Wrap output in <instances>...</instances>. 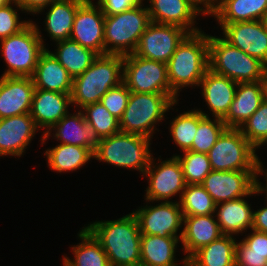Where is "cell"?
Listing matches in <instances>:
<instances>
[{
	"label": "cell",
	"mask_w": 267,
	"mask_h": 266,
	"mask_svg": "<svg viewBox=\"0 0 267 266\" xmlns=\"http://www.w3.org/2000/svg\"><path fill=\"white\" fill-rule=\"evenodd\" d=\"M235 266H267V254L235 253Z\"/></svg>",
	"instance_id": "cell-44"
},
{
	"label": "cell",
	"mask_w": 267,
	"mask_h": 266,
	"mask_svg": "<svg viewBox=\"0 0 267 266\" xmlns=\"http://www.w3.org/2000/svg\"><path fill=\"white\" fill-rule=\"evenodd\" d=\"M227 128L222 119L211 120L205 111L198 109V128L189 150L207 154Z\"/></svg>",
	"instance_id": "cell-34"
},
{
	"label": "cell",
	"mask_w": 267,
	"mask_h": 266,
	"mask_svg": "<svg viewBox=\"0 0 267 266\" xmlns=\"http://www.w3.org/2000/svg\"><path fill=\"white\" fill-rule=\"evenodd\" d=\"M137 218L140 233L144 235H158L161 237H181L182 230L178 236V230L184 223V215L178 201L166 202L151 206H141L133 211Z\"/></svg>",
	"instance_id": "cell-12"
},
{
	"label": "cell",
	"mask_w": 267,
	"mask_h": 266,
	"mask_svg": "<svg viewBox=\"0 0 267 266\" xmlns=\"http://www.w3.org/2000/svg\"><path fill=\"white\" fill-rule=\"evenodd\" d=\"M158 159L160 163L154 162L156 160L152 157L149 166L143 174L149 183L144 195V199L149 204L154 201L170 202L171 197L173 198L178 193L179 198H181L186 186L182 166L175 155L163 161L160 158Z\"/></svg>",
	"instance_id": "cell-11"
},
{
	"label": "cell",
	"mask_w": 267,
	"mask_h": 266,
	"mask_svg": "<svg viewBox=\"0 0 267 266\" xmlns=\"http://www.w3.org/2000/svg\"><path fill=\"white\" fill-rule=\"evenodd\" d=\"M255 194L259 195L260 191L256 186L247 196L242 198L225 201L216 204L214 211L215 218L223 235L236 236L249 230L253 225V209L252 204H248L245 197H251Z\"/></svg>",
	"instance_id": "cell-21"
},
{
	"label": "cell",
	"mask_w": 267,
	"mask_h": 266,
	"mask_svg": "<svg viewBox=\"0 0 267 266\" xmlns=\"http://www.w3.org/2000/svg\"><path fill=\"white\" fill-rule=\"evenodd\" d=\"M251 231V234L236 243L235 253L267 254V233Z\"/></svg>",
	"instance_id": "cell-42"
},
{
	"label": "cell",
	"mask_w": 267,
	"mask_h": 266,
	"mask_svg": "<svg viewBox=\"0 0 267 266\" xmlns=\"http://www.w3.org/2000/svg\"><path fill=\"white\" fill-rule=\"evenodd\" d=\"M93 152L87 147L60 143L52 149L45 150L44 154L47 158V167L55 172L62 173L73 172L86 165L90 159L94 158Z\"/></svg>",
	"instance_id": "cell-31"
},
{
	"label": "cell",
	"mask_w": 267,
	"mask_h": 266,
	"mask_svg": "<svg viewBox=\"0 0 267 266\" xmlns=\"http://www.w3.org/2000/svg\"><path fill=\"white\" fill-rule=\"evenodd\" d=\"M238 83L208 69L199 83L212 117L223 119L234 99Z\"/></svg>",
	"instance_id": "cell-22"
},
{
	"label": "cell",
	"mask_w": 267,
	"mask_h": 266,
	"mask_svg": "<svg viewBox=\"0 0 267 266\" xmlns=\"http://www.w3.org/2000/svg\"><path fill=\"white\" fill-rule=\"evenodd\" d=\"M223 39L267 66V32L261 20L220 25Z\"/></svg>",
	"instance_id": "cell-16"
},
{
	"label": "cell",
	"mask_w": 267,
	"mask_h": 266,
	"mask_svg": "<svg viewBox=\"0 0 267 266\" xmlns=\"http://www.w3.org/2000/svg\"><path fill=\"white\" fill-rule=\"evenodd\" d=\"M143 6L142 1L130 10L105 16V55L125 56L135 52L141 35L151 23L147 6Z\"/></svg>",
	"instance_id": "cell-6"
},
{
	"label": "cell",
	"mask_w": 267,
	"mask_h": 266,
	"mask_svg": "<svg viewBox=\"0 0 267 266\" xmlns=\"http://www.w3.org/2000/svg\"><path fill=\"white\" fill-rule=\"evenodd\" d=\"M39 26L31 22L19 33L0 41L8 69L2 76L32 77L40 54L46 49Z\"/></svg>",
	"instance_id": "cell-8"
},
{
	"label": "cell",
	"mask_w": 267,
	"mask_h": 266,
	"mask_svg": "<svg viewBox=\"0 0 267 266\" xmlns=\"http://www.w3.org/2000/svg\"><path fill=\"white\" fill-rule=\"evenodd\" d=\"M71 93H59L35 88L30 114L39 129L47 132L69 113Z\"/></svg>",
	"instance_id": "cell-20"
},
{
	"label": "cell",
	"mask_w": 267,
	"mask_h": 266,
	"mask_svg": "<svg viewBox=\"0 0 267 266\" xmlns=\"http://www.w3.org/2000/svg\"><path fill=\"white\" fill-rule=\"evenodd\" d=\"M144 0H97L98 4L104 15H115L123 11H127L138 5Z\"/></svg>",
	"instance_id": "cell-43"
},
{
	"label": "cell",
	"mask_w": 267,
	"mask_h": 266,
	"mask_svg": "<svg viewBox=\"0 0 267 266\" xmlns=\"http://www.w3.org/2000/svg\"><path fill=\"white\" fill-rule=\"evenodd\" d=\"M39 130L30 113L0 119V157H21Z\"/></svg>",
	"instance_id": "cell-19"
},
{
	"label": "cell",
	"mask_w": 267,
	"mask_h": 266,
	"mask_svg": "<svg viewBox=\"0 0 267 266\" xmlns=\"http://www.w3.org/2000/svg\"><path fill=\"white\" fill-rule=\"evenodd\" d=\"M267 15V0H219L213 15L219 25L262 20Z\"/></svg>",
	"instance_id": "cell-30"
},
{
	"label": "cell",
	"mask_w": 267,
	"mask_h": 266,
	"mask_svg": "<svg viewBox=\"0 0 267 266\" xmlns=\"http://www.w3.org/2000/svg\"><path fill=\"white\" fill-rule=\"evenodd\" d=\"M208 59L210 70L237 83L262 80L267 72L263 62L218 36L208 35Z\"/></svg>",
	"instance_id": "cell-5"
},
{
	"label": "cell",
	"mask_w": 267,
	"mask_h": 266,
	"mask_svg": "<svg viewBox=\"0 0 267 266\" xmlns=\"http://www.w3.org/2000/svg\"><path fill=\"white\" fill-rule=\"evenodd\" d=\"M184 228L182 230L181 244L183 252L187 253L184 259H188L194 252L223 234L220 230L214 214L201 216H184Z\"/></svg>",
	"instance_id": "cell-25"
},
{
	"label": "cell",
	"mask_w": 267,
	"mask_h": 266,
	"mask_svg": "<svg viewBox=\"0 0 267 266\" xmlns=\"http://www.w3.org/2000/svg\"><path fill=\"white\" fill-rule=\"evenodd\" d=\"M258 170H212L201 185L216 204L247 196L256 186Z\"/></svg>",
	"instance_id": "cell-14"
},
{
	"label": "cell",
	"mask_w": 267,
	"mask_h": 266,
	"mask_svg": "<svg viewBox=\"0 0 267 266\" xmlns=\"http://www.w3.org/2000/svg\"><path fill=\"white\" fill-rule=\"evenodd\" d=\"M184 216L214 214L216 203L201 184H188L178 199Z\"/></svg>",
	"instance_id": "cell-35"
},
{
	"label": "cell",
	"mask_w": 267,
	"mask_h": 266,
	"mask_svg": "<svg viewBox=\"0 0 267 266\" xmlns=\"http://www.w3.org/2000/svg\"><path fill=\"white\" fill-rule=\"evenodd\" d=\"M208 69V34L189 33L167 62L170 88L179 95L185 87H199Z\"/></svg>",
	"instance_id": "cell-2"
},
{
	"label": "cell",
	"mask_w": 267,
	"mask_h": 266,
	"mask_svg": "<svg viewBox=\"0 0 267 266\" xmlns=\"http://www.w3.org/2000/svg\"><path fill=\"white\" fill-rule=\"evenodd\" d=\"M236 243L234 236L222 235L183 259L182 266H235Z\"/></svg>",
	"instance_id": "cell-28"
},
{
	"label": "cell",
	"mask_w": 267,
	"mask_h": 266,
	"mask_svg": "<svg viewBox=\"0 0 267 266\" xmlns=\"http://www.w3.org/2000/svg\"><path fill=\"white\" fill-rule=\"evenodd\" d=\"M263 89H264V100L267 102V72L262 79Z\"/></svg>",
	"instance_id": "cell-49"
},
{
	"label": "cell",
	"mask_w": 267,
	"mask_h": 266,
	"mask_svg": "<svg viewBox=\"0 0 267 266\" xmlns=\"http://www.w3.org/2000/svg\"><path fill=\"white\" fill-rule=\"evenodd\" d=\"M189 32L177 25L151 22L141 35L135 55L167 64Z\"/></svg>",
	"instance_id": "cell-13"
},
{
	"label": "cell",
	"mask_w": 267,
	"mask_h": 266,
	"mask_svg": "<svg viewBox=\"0 0 267 266\" xmlns=\"http://www.w3.org/2000/svg\"><path fill=\"white\" fill-rule=\"evenodd\" d=\"M199 14L213 16L219 6V0H186ZM202 5V6H201ZM201 6V7H200Z\"/></svg>",
	"instance_id": "cell-45"
},
{
	"label": "cell",
	"mask_w": 267,
	"mask_h": 266,
	"mask_svg": "<svg viewBox=\"0 0 267 266\" xmlns=\"http://www.w3.org/2000/svg\"><path fill=\"white\" fill-rule=\"evenodd\" d=\"M130 94V90L122 82L117 87L109 89L100 99V103L120 120L127 107Z\"/></svg>",
	"instance_id": "cell-41"
},
{
	"label": "cell",
	"mask_w": 267,
	"mask_h": 266,
	"mask_svg": "<svg viewBox=\"0 0 267 266\" xmlns=\"http://www.w3.org/2000/svg\"><path fill=\"white\" fill-rule=\"evenodd\" d=\"M81 240L76 246L72 247L74 258L63 256V266H109L108 256L101 247L99 241L86 228L77 234Z\"/></svg>",
	"instance_id": "cell-32"
},
{
	"label": "cell",
	"mask_w": 267,
	"mask_h": 266,
	"mask_svg": "<svg viewBox=\"0 0 267 266\" xmlns=\"http://www.w3.org/2000/svg\"><path fill=\"white\" fill-rule=\"evenodd\" d=\"M104 22L105 15L101 7L92 0H86L77 9L70 39L98 55H105Z\"/></svg>",
	"instance_id": "cell-15"
},
{
	"label": "cell",
	"mask_w": 267,
	"mask_h": 266,
	"mask_svg": "<svg viewBox=\"0 0 267 266\" xmlns=\"http://www.w3.org/2000/svg\"><path fill=\"white\" fill-rule=\"evenodd\" d=\"M179 241L181 237L141 234L140 266H178L175 254Z\"/></svg>",
	"instance_id": "cell-29"
},
{
	"label": "cell",
	"mask_w": 267,
	"mask_h": 266,
	"mask_svg": "<svg viewBox=\"0 0 267 266\" xmlns=\"http://www.w3.org/2000/svg\"><path fill=\"white\" fill-rule=\"evenodd\" d=\"M35 86L32 77H0V119L31 111Z\"/></svg>",
	"instance_id": "cell-18"
},
{
	"label": "cell",
	"mask_w": 267,
	"mask_h": 266,
	"mask_svg": "<svg viewBox=\"0 0 267 266\" xmlns=\"http://www.w3.org/2000/svg\"><path fill=\"white\" fill-rule=\"evenodd\" d=\"M123 82V56L98 55L89 68L73 78L72 106L83 107L99 103L102 96L111 88Z\"/></svg>",
	"instance_id": "cell-3"
},
{
	"label": "cell",
	"mask_w": 267,
	"mask_h": 266,
	"mask_svg": "<svg viewBox=\"0 0 267 266\" xmlns=\"http://www.w3.org/2000/svg\"><path fill=\"white\" fill-rule=\"evenodd\" d=\"M258 163H259V166H258V175L260 176V175H263L264 174L263 176H265L264 179H266V184L261 183V181L259 182L260 179L258 178L257 179V186L259 188V191H260L261 195L264 192V194H266V197L265 198L267 199V169L266 168L264 169V166H263L262 161H258Z\"/></svg>",
	"instance_id": "cell-48"
},
{
	"label": "cell",
	"mask_w": 267,
	"mask_h": 266,
	"mask_svg": "<svg viewBox=\"0 0 267 266\" xmlns=\"http://www.w3.org/2000/svg\"><path fill=\"white\" fill-rule=\"evenodd\" d=\"M55 131L52 133V131ZM53 139L60 141L61 144H71L90 148L94 151L101 138L91 124L86 122L81 110L76 113H68L58 123L54 124L47 132L41 135V145L45 144L47 138L52 136ZM55 137V138H54Z\"/></svg>",
	"instance_id": "cell-17"
},
{
	"label": "cell",
	"mask_w": 267,
	"mask_h": 266,
	"mask_svg": "<svg viewBox=\"0 0 267 266\" xmlns=\"http://www.w3.org/2000/svg\"><path fill=\"white\" fill-rule=\"evenodd\" d=\"M264 24V27L266 29V32H267V15L261 20Z\"/></svg>",
	"instance_id": "cell-51"
},
{
	"label": "cell",
	"mask_w": 267,
	"mask_h": 266,
	"mask_svg": "<svg viewBox=\"0 0 267 266\" xmlns=\"http://www.w3.org/2000/svg\"><path fill=\"white\" fill-rule=\"evenodd\" d=\"M109 266H123V265L110 264Z\"/></svg>",
	"instance_id": "cell-52"
},
{
	"label": "cell",
	"mask_w": 267,
	"mask_h": 266,
	"mask_svg": "<svg viewBox=\"0 0 267 266\" xmlns=\"http://www.w3.org/2000/svg\"><path fill=\"white\" fill-rule=\"evenodd\" d=\"M37 89L59 93H71L73 78L46 48L39 56L32 76Z\"/></svg>",
	"instance_id": "cell-26"
},
{
	"label": "cell",
	"mask_w": 267,
	"mask_h": 266,
	"mask_svg": "<svg viewBox=\"0 0 267 266\" xmlns=\"http://www.w3.org/2000/svg\"><path fill=\"white\" fill-rule=\"evenodd\" d=\"M170 134L174 143L187 151L192 147V142L198 128V109L184 111L170 122Z\"/></svg>",
	"instance_id": "cell-36"
},
{
	"label": "cell",
	"mask_w": 267,
	"mask_h": 266,
	"mask_svg": "<svg viewBox=\"0 0 267 266\" xmlns=\"http://www.w3.org/2000/svg\"><path fill=\"white\" fill-rule=\"evenodd\" d=\"M86 122L92 125L100 138L120 132L119 120L100 102L87 105L81 109Z\"/></svg>",
	"instance_id": "cell-38"
},
{
	"label": "cell",
	"mask_w": 267,
	"mask_h": 266,
	"mask_svg": "<svg viewBox=\"0 0 267 266\" xmlns=\"http://www.w3.org/2000/svg\"><path fill=\"white\" fill-rule=\"evenodd\" d=\"M239 130L255 149H260L267 140V102L265 100Z\"/></svg>",
	"instance_id": "cell-39"
},
{
	"label": "cell",
	"mask_w": 267,
	"mask_h": 266,
	"mask_svg": "<svg viewBox=\"0 0 267 266\" xmlns=\"http://www.w3.org/2000/svg\"><path fill=\"white\" fill-rule=\"evenodd\" d=\"M85 227L99 241L110 264L140 266L141 233L133 212L116 220H96Z\"/></svg>",
	"instance_id": "cell-1"
},
{
	"label": "cell",
	"mask_w": 267,
	"mask_h": 266,
	"mask_svg": "<svg viewBox=\"0 0 267 266\" xmlns=\"http://www.w3.org/2000/svg\"><path fill=\"white\" fill-rule=\"evenodd\" d=\"M150 20L153 23L177 25L189 33L199 32L195 26L199 14L186 0H148Z\"/></svg>",
	"instance_id": "cell-23"
},
{
	"label": "cell",
	"mask_w": 267,
	"mask_h": 266,
	"mask_svg": "<svg viewBox=\"0 0 267 266\" xmlns=\"http://www.w3.org/2000/svg\"><path fill=\"white\" fill-rule=\"evenodd\" d=\"M265 145H267V140L264 142V144L262 146H265Z\"/></svg>",
	"instance_id": "cell-53"
},
{
	"label": "cell",
	"mask_w": 267,
	"mask_h": 266,
	"mask_svg": "<svg viewBox=\"0 0 267 266\" xmlns=\"http://www.w3.org/2000/svg\"><path fill=\"white\" fill-rule=\"evenodd\" d=\"M212 170H258L256 149L236 128H227L207 153Z\"/></svg>",
	"instance_id": "cell-9"
},
{
	"label": "cell",
	"mask_w": 267,
	"mask_h": 266,
	"mask_svg": "<svg viewBox=\"0 0 267 266\" xmlns=\"http://www.w3.org/2000/svg\"><path fill=\"white\" fill-rule=\"evenodd\" d=\"M264 101L262 80L240 82L226 116L222 119L228 128L239 129Z\"/></svg>",
	"instance_id": "cell-24"
},
{
	"label": "cell",
	"mask_w": 267,
	"mask_h": 266,
	"mask_svg": "<svg viewBox=\"0 0 267 266\" xmlns=\"http://www.w3.org/2000/svg\"><path fill=\"white\" fill-rule=\"evenodd\" d=\"M15 1L23 10L24 13H31L35 15L40 9L50 5L57 0H13Z\"/></svg>",
	"instance_id": "cell-46"
},
{
	"label": "cell",
	"mask_w": 267,
	"mask_h": 266,
	"mask_svg": "<svg viewBox=\"0 0 267 266\" xmlns=\"http://www.w3.org/2000/svg\"><path fill=\"white\" fill-rule=\"evenodd\" d=\"M13 0H0V7L6 6L11 3Z\"/></svg>",
	"instance_id": "cell-50"
},
{
	"label": "cell",
	"mask_w": 267,
	"mask_h": 266,
	"mask_svg": "<svg viewBox=\"0 0 267 266\" xmlns=\"http://www.w3.org/2000/svg\"><path fill=\"white\" fill-rule=\"evenodd\" d=\"M123 83L130 92L175 93L170 88L167 64L134 53L123 56Z\"/></svg>",
	"instance_id": "cell-10"
},
{
	"label": "cell",
	"mask_w": 267,
	"mask_h": 266,
	"mask_svg": "<svg viewBox=\"0 0 267 266\" xmlns=\"http://www.w3.org/2000/svg\"><path fill=\"white\" fill-rule=\"evenodd\" d=\"M176 93L131 92L127 107L119 120L120 132L152 138L156 124L178 103Z\"/></svg>",
	"instance_id": "cell-4"
},
{
	"label": "cell",
	"mask_w": 267,
	"mask_h": 266,
	"mask_svg": "<svg viewBox=\"0 0 267 266\" xmlns=\"http://www.w3.org/2000/svg\"><path fill=\"white\" fill-rule=\"evenodd\" d=\"M151 139L145 136L119 132L101 138L94 150V159L120 168L134 169L144 174L153 157Z\"/></svg>",
	"instance_id": "cell-7"
},
{
	"label": "cell",
	"mask_w": 267,
	"mask_h": 266,
	"mask_svg": "<svg viewBox=\"0 0 267 266\" xmlns=\"http://www.w3.org/2000/svg\"><path fill=\"white\" fill-rule=\"evenodd\" d=\"M267 201V199H265ZM255 231L267 233V202L266 207L253 211V225Z\"/></svg>",
	"instance_id": "cell-47"
},
{
	"label": "cell",
	"mask_w": 267,
	"mask_h": 266,
	"mask_svg": "<svg viewBox=\"0 0 267 266\" xmlns=\"http://www.w3.org/2000/svg\"><path fill=\"white\" fill-rule=\"evenodd\" d=\"M86 0H57L40 9L36 14L48 9L45 18V31L48 32L53 42L70 39L74 17L77 9ZM49 7V8H47Z\"/></svg>",
	"instance_id": "cell-27"
},
{
	"label": "cell",
	"mask_w": 267,
	"mask_h": 266,
	"mask_svg": "<svg viewBox=\"0 0 267 266\" xmlns=\"http://www.w3.org/2000/svg\"><path fill=\"white\" fill-rule=\"evenodd\" d=\"M55 51H50L72 78L81 75L98 54L91 49L82 47L79 43L67 39L56 42Z\"/></svg>",
	"instance_id": "cell-33"
},
{
	"label": "cell",
	"mask_w": 267,
	"mask_h": 266,
	"mask_svg": "<svg viewBox=\"0 0 267 266\" xmlns=\"http://www.w3.org/2000/svg\"><path fill=\"white\" fill-rule=\"evenodd\" d=\"M12 4H14V8ZM18 9L23 11L15 1H12L6 6L0 7V41L11 35L19 33L31 22L30 19L19 21L20 17Z\"/></svg>",
	"instance_id": "cell-40"
},
{
	"label": "cell",
	"mask_w": 267,
	"mask_h": 266,
	"mask_svg": "<svg viewBox=\"0 0 267 266\" xmlns=\"http://www.w3.org/2000/svg\"><path fill=\"white\" fill-rule=\"evenodd\" d=\"M183 169L186 185L201 184L212 171L209 157L206 153L183 151V155H175ZM183 156V157H182Z\"/></svg>",
	"instance_id": "cell-37"
}]
</instances>
